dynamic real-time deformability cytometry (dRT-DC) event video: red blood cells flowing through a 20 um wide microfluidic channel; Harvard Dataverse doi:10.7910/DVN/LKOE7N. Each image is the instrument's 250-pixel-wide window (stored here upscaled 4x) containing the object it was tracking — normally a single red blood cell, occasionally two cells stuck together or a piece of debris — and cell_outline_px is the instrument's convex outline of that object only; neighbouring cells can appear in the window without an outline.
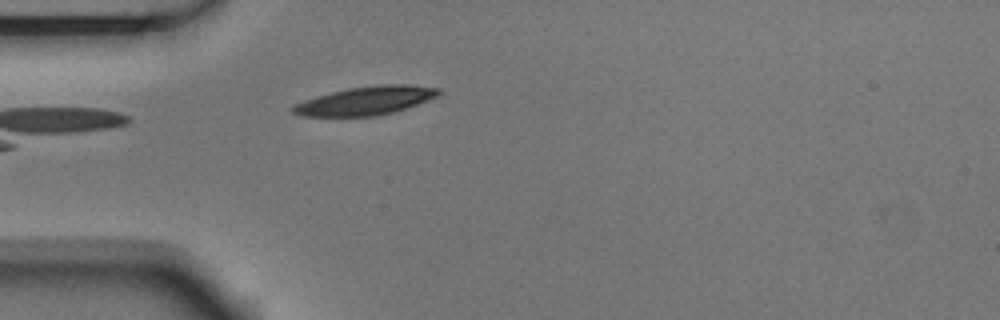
{"species": "Egyptian fruit bat (a non-hibernating species)", "species_latin": "Rousettus aegyptiacus", "temperature_condition": "room temperature", "stored_images_in_passage": 5, "camera_frame_rate_fps": 3000, "um_per_image_px": 0.085, "animal": {"sex": "male"}, "frame": {"image": 1, "passage_image": 5, "time_ms": 1.333, "image_size_px": [1000, 320], "cell_outline_px": [[444, 92], [440, 96], [392, 112], [376, 116], [300, 116], [292, 112], [292, 104], [316, 96], [348, 88], [380, 84], [412, 84], [440, 88]], "centroid_in_image_um": [31.12, 8.54], "position_along_channel_um": 53.9, "area_um2": 24.33}}